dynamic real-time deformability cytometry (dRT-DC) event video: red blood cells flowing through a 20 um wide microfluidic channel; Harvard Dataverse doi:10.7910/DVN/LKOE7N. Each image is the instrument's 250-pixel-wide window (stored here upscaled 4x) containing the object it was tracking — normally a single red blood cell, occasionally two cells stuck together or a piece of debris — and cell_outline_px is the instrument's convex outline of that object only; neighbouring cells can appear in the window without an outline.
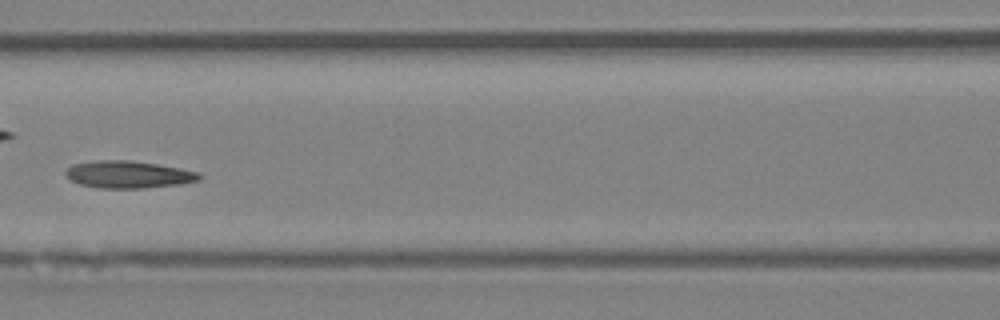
{"species": "Egyptian fruit bat (a non-hibernating species)", "species_latin": "Rousettus aegyptiacus", "temperature_condition": "room temperature", "stored_images_in_passage": 4, "camera_frame_rate_fps": 3000, "um_per_image_px": 0.085, "animal": {"sex": "female"}, "frame": {"image": 1, "passage_image": 3, "time_ms": 2.333, "image_size_px": [1000, 320], "cell_outline_px": [[204, 176], [200, 180], [180, 184], [144, 188], [96, 188], [80, 184], [68, 180], [64, 176], [64, 172], [72, 164], [96, 160], [128, 160], [156, 164], [180, 168], [200, 172]], "centroid_in_image_um": [10.89, 14.83], "position_along_channel_um": 155.7, "area_um2": 21.5}}
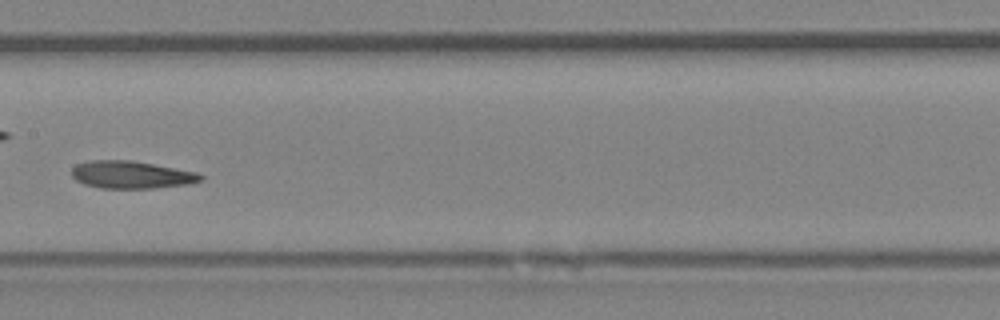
{"frame": {"image": 2, "passage_image": 4, "time_ms": 3.333, "image_size_px": [1000, 320], "cell_outline_px": [[204, 176], [200, 180], [188, 184], [152, 188], [100, 188], [84, 184], [76, 180], [72, 176], [72, 168], [76, 164], [88, 160], [132, 160], [196, 172]], "centroid_in_image_um": [11.12, 14.85], "position_along_channel_um": 196.3, "area_um2": 20.58}}